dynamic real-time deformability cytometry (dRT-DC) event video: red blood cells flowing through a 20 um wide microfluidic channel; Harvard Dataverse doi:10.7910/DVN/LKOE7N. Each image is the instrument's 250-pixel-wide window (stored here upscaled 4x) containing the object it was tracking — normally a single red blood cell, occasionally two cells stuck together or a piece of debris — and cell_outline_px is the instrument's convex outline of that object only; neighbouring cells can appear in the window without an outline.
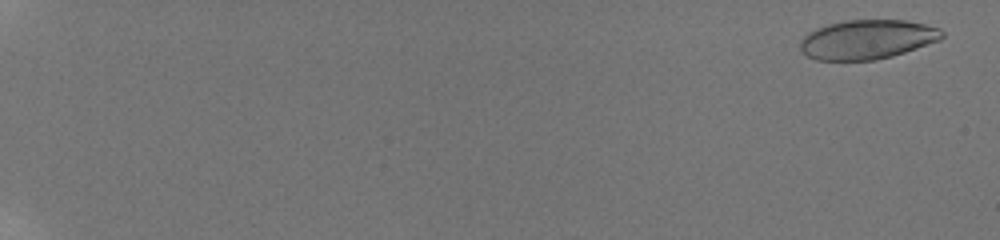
{"species": "human", "species_latin": "Homo sapiens", "temperature_condition": "room temperature", "stored_images_in_passage": 59, "camera_frame_rate_fps": 3000, "um_per_image_px": 0.085, "donor": {"sex": "male"}, "frame": {"image": 1, "passage_image": 3, "time_ms": 0.667, "image_size_px": [1000, 240], "cell_outline_px": [[944, 36], [940, 40], [892, 56], [876, 60], [816, 60], [808, 56], [800, 48], [800, 40], [808, 32], [816, 28], [828, 24], [844, 20], [904, 20], [924, 24], [940, 28], [944, 32]], "centroid_in_image_um": [73.71, 3.35], "position_along_channel_um": 11.3, "area_um2": 32.48}}
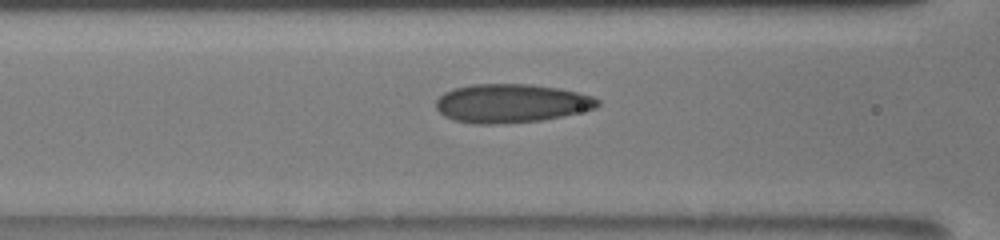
{"frame": {"image": 2, "passage_image": 30, "time_ms": 9.667, "image_size_px": [1000, 240], "cell_outline_px": [[600, 104], [596, 108], [560, 116], [540, 120], [492, 124], [476, 124], [452, 120], [444, 116], [436, 108], [436, 100], [444, 92], [456, 88], [472, 84], [528, 84], [556, 88], [576, 92], [592, 96], [600, 100]], "centroid_in_image_um": [43.42, 8.78], "position_along_channel_um": 123.2, "area_um2": 36.13}}
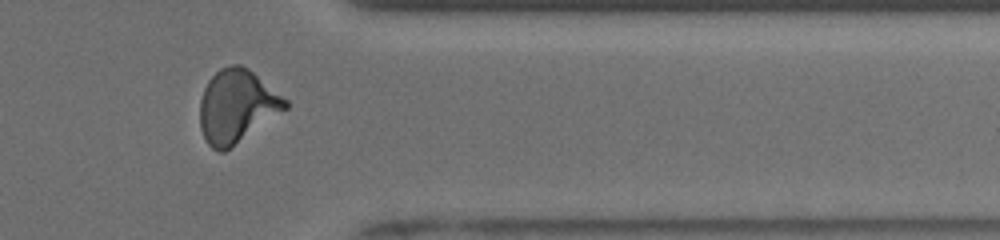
{"frame": {"image": 3, "passage_image": 51, "time_ms": 16.667, "image_size_px": [1000, 240], "cell_outline_px": [[288, 108], [224, 152], [216, 152], [208, 144], [200, 128], [200, 100], [204, 88], [208, 80], [220, 68], [232, 64], [240, 64], [248, 68], [288, 100]], "centroid_in_image_um": [20.12, 9.02], "position_along_channel_um": 391.3, "area_um2": 36.24}, "authors_computed_cell_mechanics": {"area_um2": 34.1598, "velocity_mm_per_s": 3.8869, "shape_relaxation_time_tau1_ms": 6.9505, "shape_relaxation_time_tau2_ms": 0.9003, "deformation_change_tau1": 0.203, "deformation_change_tau2": 0.0671}}